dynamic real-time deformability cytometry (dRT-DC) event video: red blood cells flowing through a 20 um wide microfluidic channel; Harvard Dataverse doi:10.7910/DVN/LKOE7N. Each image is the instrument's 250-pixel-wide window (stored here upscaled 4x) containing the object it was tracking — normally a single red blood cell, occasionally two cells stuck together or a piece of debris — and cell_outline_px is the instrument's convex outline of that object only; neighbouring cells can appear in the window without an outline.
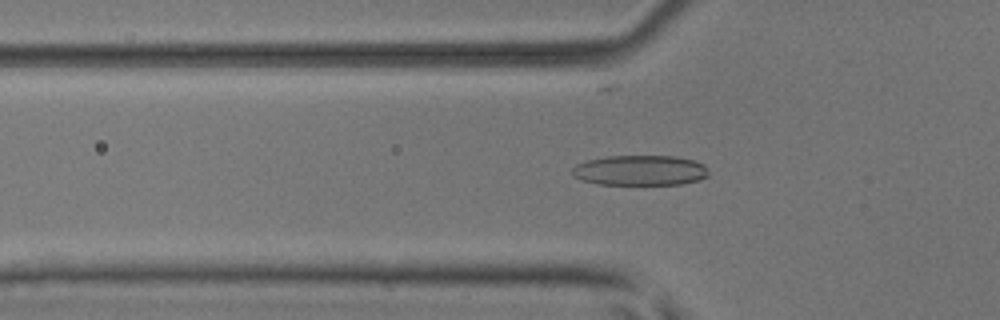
{"species": "common noctule bat (a hibernating species)", "species_latin": "Nyctalus noctula", "temperature_condition": "room temperature", "stored_images_in_passage": 49, "camera_frame_rate_fps": 3000, "um_per_image_px": 0.085, "animal": {"sex": "male", "body_mass_g": 17.9, "forearm_length_mm": 54.2}, "frame": {"image": 1, "passage_image": 15, "time_ms": 4.667, "image_size_px": [1000, 320], "cell_outline_px": [[708, 176], [700, 180], [680, 184], [600, 184], [580, 180], [572, 176], [572, 168], [576, 164], [588, 160], [608, 156], [676, 156], [692, 160], [704, 164], [708, 172]], "centroid_in_image_um": [54.39, 14.48], "position_along_channel_um": 71.4, "area_um2": 24.04}}
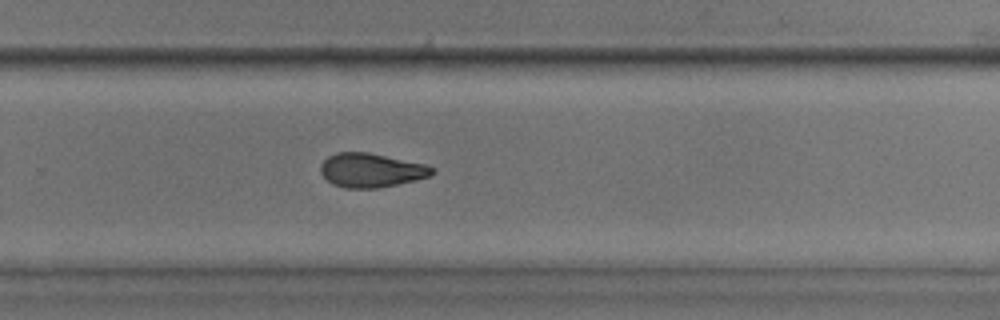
{"frame": {"image": 2, "passage_image": 32, "time_ms": 10.333, "image_size_px": [1000, 320], "cell_outline_px": [[436, 172], [432, 176], [416, 180], [380, 188], [344, 188], [332, 184], [320, 172], [320, 164], [328, 156], [336, 152], [368, 152], [424, 164], [432, 168]], "centroid_in_image_um": [31.53, 14.48], "position_along_channel_um": 298.3, "area_um2": 22.2}}
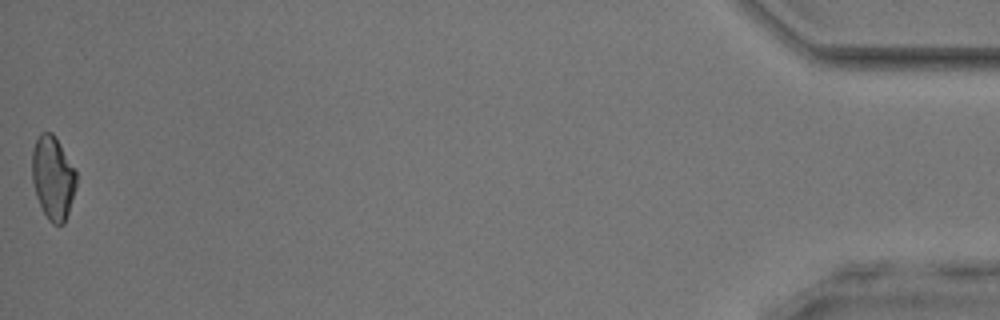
{"frame": {"image": 3, "passage_image": 49, "time_ms": 16.0, "image_size_px": [1000, 320], "cell_outline_px": [[76, 188], [64, 224], [52, 224], [48, 220], [36, 196], [32, 180], [32, 148], [40, 132], [52, 132], [76, 172]], "centroid_in_image_um": [4.48, 15.12], "position_along_channel_um": 430.7, "area_um2": 21.27}, "authors_computed_cell_mechanics": {"area_um2": 22.3108, "velocity_mm_per_s": 4.0103, "shape_relaxation_time_tau1_ms": null, "shape_relaxation_time_tau2_ms": 3.0413, "deformation_change_tau1": null, "deformation_change_tau2": 0.1001}}